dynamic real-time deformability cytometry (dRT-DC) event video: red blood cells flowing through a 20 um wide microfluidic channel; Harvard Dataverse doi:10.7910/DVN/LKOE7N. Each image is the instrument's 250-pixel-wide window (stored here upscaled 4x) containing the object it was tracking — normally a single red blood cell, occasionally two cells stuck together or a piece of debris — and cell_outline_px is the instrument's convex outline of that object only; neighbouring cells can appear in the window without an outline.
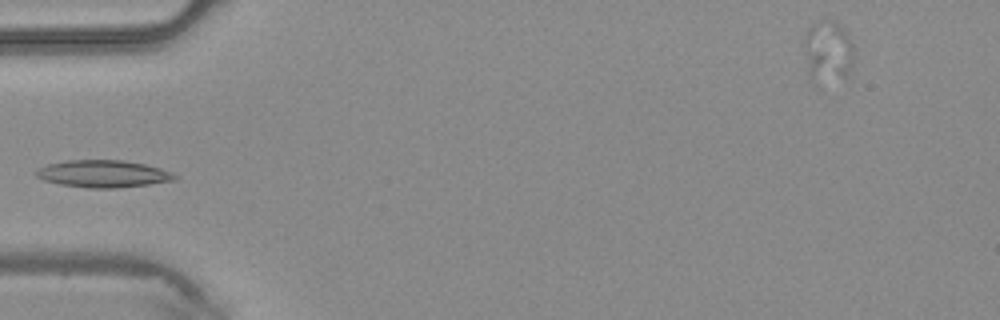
{"species": "common noctule bat (a hibernating species)", "species_latin": "Nyctalus noctula", "temperature_condition": "warm", "stored_images_in_passage": 4, "camera_frame_rate_fps": 3000, "um_per_image_px": 0.085, "animal": {"sex": "male", "body_mass_g": 20.4}, "frame": {"image": 1, "passage_image": 4, "time_ms": 1.0, "image_size_px": [1000, 320], "cell_outline_px": [[180, 176], [176, 180], [148, 184], [116, 188], [88, 188], [60, 184], [44, 180], [36, 176], [36, 168], [48, 164], [68, 160], [124, 160], [144, 164], [160, 168], [172, 172]], "centroid_in_image_um": [8.79, 14.77], "position_along_channel_um": 76.2, "area_um2": 22.02}}